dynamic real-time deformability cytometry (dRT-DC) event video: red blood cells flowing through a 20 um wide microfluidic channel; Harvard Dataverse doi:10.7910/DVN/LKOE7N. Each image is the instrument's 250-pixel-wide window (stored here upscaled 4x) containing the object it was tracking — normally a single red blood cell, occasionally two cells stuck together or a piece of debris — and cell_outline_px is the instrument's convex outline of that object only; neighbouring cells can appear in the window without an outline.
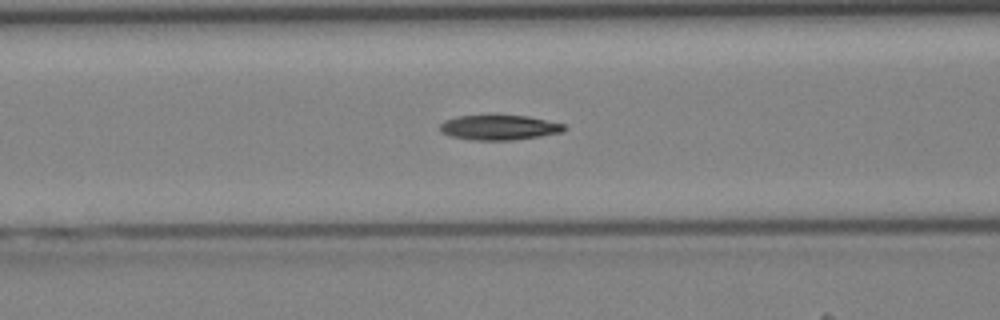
{"species": "Egyptian fruit bat (a non-hibernating species)", "species_latin": "Rousettus aegyptiacus", "temperature_condition": "cold", "stored_images_in_passage": 29, "camera_frame_rate_fps": 3000, "um_per_image_px": 0.085, "animal": {"sex": "female"}, "frame": {"image": 1, "passage_image": 4, "time_ms": 1.0, "image_size_px": [1000, 320], "cell_outline_px": [[568, 128], [564, 132], [540, 136], [512, 140], [472, 140], [452, 136], [440, 132], [440, 124], [444, 120], [456, 116], [528, 116], [564, 124]], "centroid_in_image_um": [42.44, 10.84], "position_along_channel_um": 124.2, "area_um2": 17.98}}
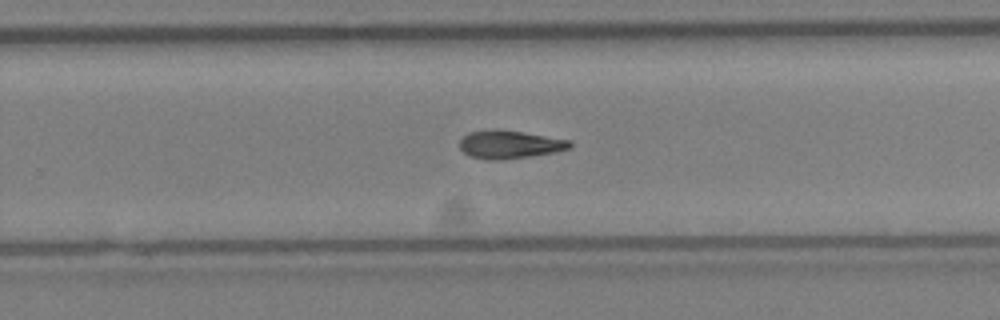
{"frame": {"image": 2, "passage_image": 14, "time_ms": 4.333, "image_size_px": [1000, 320], "cell_outline_px": [[572, 148], [556, 152], [500, 160], [488, 160], [472, 156], [464, 152], [460, 148], [460, 140], [468, 132], [520, 132], [572, 140]], "centroid_in_image_um": [43.39, 12.32], "position_along_channel_um": 286.4, "area_um2": 17.28}}
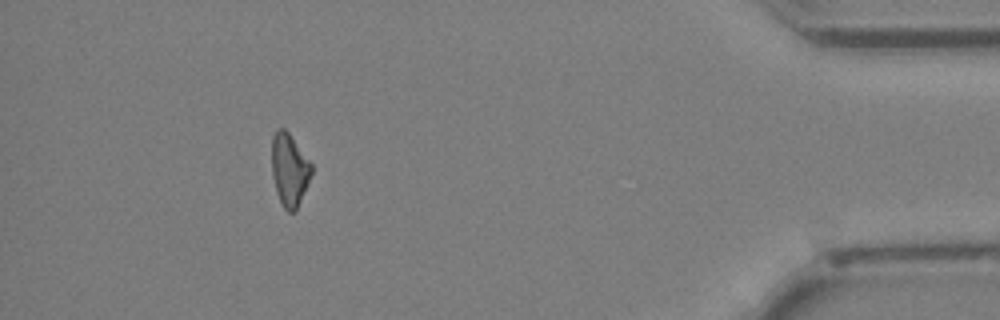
{"frame": {"image": 3, "passage_image": 25, "time_ms": 8.0, "image_size_px": [1000, 320], "cell_outline_px": [[312, 172], [296, 212], [288, 212], [284, 208], [276, 192], [272, 176], [272, 136], [276, 128], [284, 128], [288, 132], [312, 164]], "centroid_in_image_um": [24.59, 14.43], "position_along_channel_um": 410.6, "area_um2": 16.76}}